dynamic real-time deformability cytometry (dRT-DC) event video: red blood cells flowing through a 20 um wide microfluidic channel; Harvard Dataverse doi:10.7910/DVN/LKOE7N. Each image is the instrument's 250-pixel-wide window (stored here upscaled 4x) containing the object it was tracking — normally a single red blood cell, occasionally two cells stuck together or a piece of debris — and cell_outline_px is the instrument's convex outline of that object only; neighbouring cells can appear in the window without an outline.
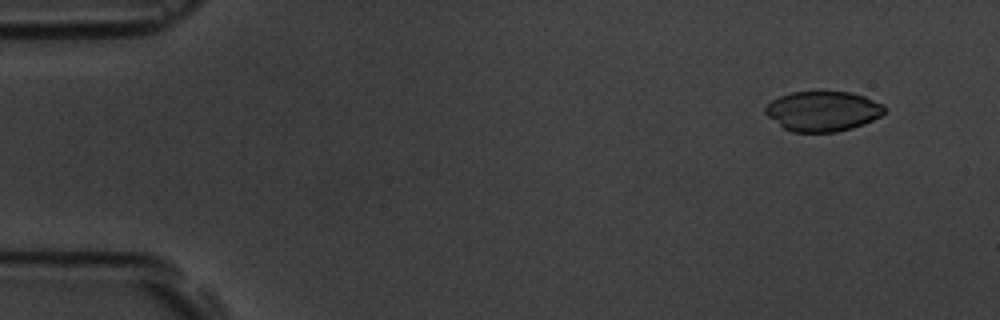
{"species": "common noctule bat (a hibernating species)", "species_latin": "Nyctalus noctula", "temperature_condition": "room temperature", "stored_images_in_passage": 5, "camera_frame_rate_fps": 3000, "um_per_image_px": 0.085, "animal": {"sex": "male", "body_mass_g": 19.5, "forearm_length_mm": 54.6}, "frame": {"image": 1, "passage_image": 1, "time_ms": 0.0, "image_size_px": [1000, 320], "cell_outline_px": [[884, 112], [880, 116], [864, 124], [852, 128], [836, 132], [792, 132], [784, 128], [768, 116], [764, 112], [764, 108], [772, 100], [780, 96], [792, 92], [820, 88], [848, 92], [864, 96], [884, 104]], "centroid_in_image_um": [69.93, 9.4], "position_along_channel_um": 15.1, "area_um2": 28.44}}
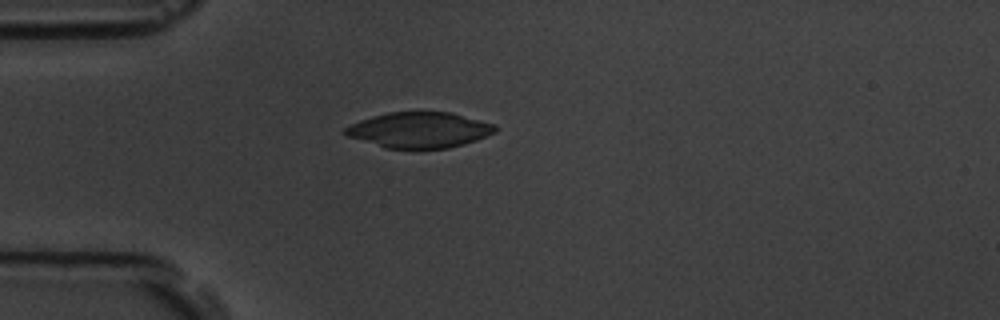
{"frame": {"image": 2, "passage_image": 4, "time_ms": 3.667, "image_size_px": [1000, 320], "cell_outline_px": [[496, 132], [476, 140], [464, 144], [448, 148], [384, 148], [348, 136], [344, 132], [344, 128], [360, 120], [372, 116], [388, 112], [452, 112], [496, 124]], "centroid_in_image_um": [35.67, 11.04], "position_along_channel_um": 49.3, "area_um2": 31.04}}